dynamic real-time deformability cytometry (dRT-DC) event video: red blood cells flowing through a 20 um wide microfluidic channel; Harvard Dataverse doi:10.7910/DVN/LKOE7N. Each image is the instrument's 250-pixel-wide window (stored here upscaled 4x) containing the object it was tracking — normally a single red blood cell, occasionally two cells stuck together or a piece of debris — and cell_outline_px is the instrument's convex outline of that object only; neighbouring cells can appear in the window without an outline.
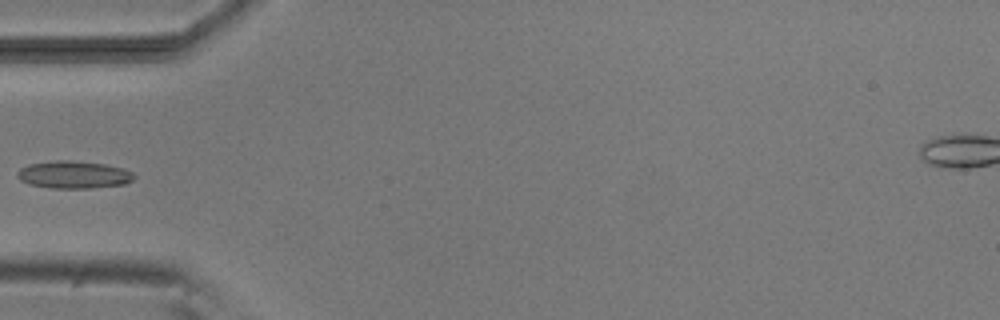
{"species": "common noctule bat (a hibernating species)", "species_latin": "Nyctalus noctula", "temperature_condition": "room temperature", "stored_images_in_passage": 6, "camera_frame_rate_fps": 3000, "um_per_image_px": 0.085, "animal": {"sex": "male", "body_mass_g": 20.5, "forearm_length_mm": 52.5}, "frame": {"image": 1, "passage_image": 6, "time_ms": 5.667, "image_size_px": [1000, 320], "cell_outline_px": [[136, 176], [132, 180], [124, 184], [92, 188], [52, 188], [32, 184], [20, 180], [16, 176], [16, 172], [20, 168], [28, 164], [52, 160], [72, 160], [104, 164], [124, 168], [132, 172]], "centroid_in_image_um": [6.26, 14.83], "position_along_channel_um": 78.7, "area_um2": 18.79}}